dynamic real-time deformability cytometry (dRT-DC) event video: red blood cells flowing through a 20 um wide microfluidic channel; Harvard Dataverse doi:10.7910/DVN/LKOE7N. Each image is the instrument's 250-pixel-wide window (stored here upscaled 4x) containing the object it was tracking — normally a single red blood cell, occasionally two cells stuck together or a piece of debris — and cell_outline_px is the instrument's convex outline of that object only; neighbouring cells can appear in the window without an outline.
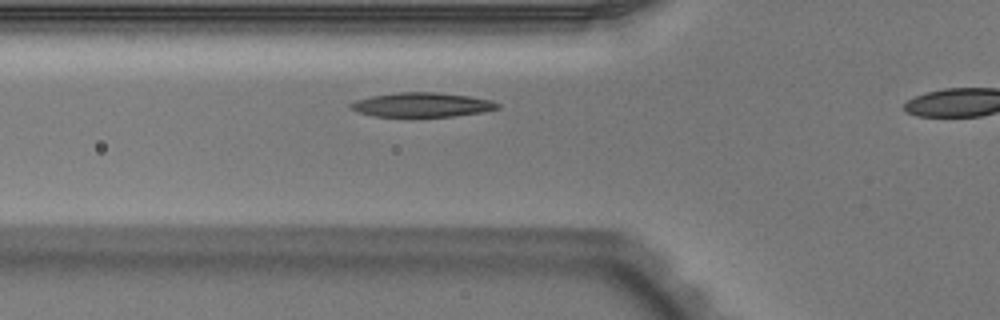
{"species": "Egyptian fruit bat (a non-hibernating species)", "species_latin": "Rousettus aegyptiacus", "temperature_condition": "warm", "stored_images_in_passage": 11, "camera_frame_rate_fps": 3000, "um_per_image_px": 0.085, "animal": {"sex": "male"}, "frame": {"image": 1, "passage_image": 10, "time_ms": 3.0, "image_size_px": [1000, 320], "cell_outline_px": [[500, 108], [484, 112], [452, 116], [372, 116], [348, 108], [348, 104], [356, 100], [372, 96], [396, 92], [436, 92], [468, 96], [492, 100], [500, 104]], "centroid_in_image_um": [35.87, 8.9], "position_along_channel_um": 89.9, "area_um2": 20.81}}